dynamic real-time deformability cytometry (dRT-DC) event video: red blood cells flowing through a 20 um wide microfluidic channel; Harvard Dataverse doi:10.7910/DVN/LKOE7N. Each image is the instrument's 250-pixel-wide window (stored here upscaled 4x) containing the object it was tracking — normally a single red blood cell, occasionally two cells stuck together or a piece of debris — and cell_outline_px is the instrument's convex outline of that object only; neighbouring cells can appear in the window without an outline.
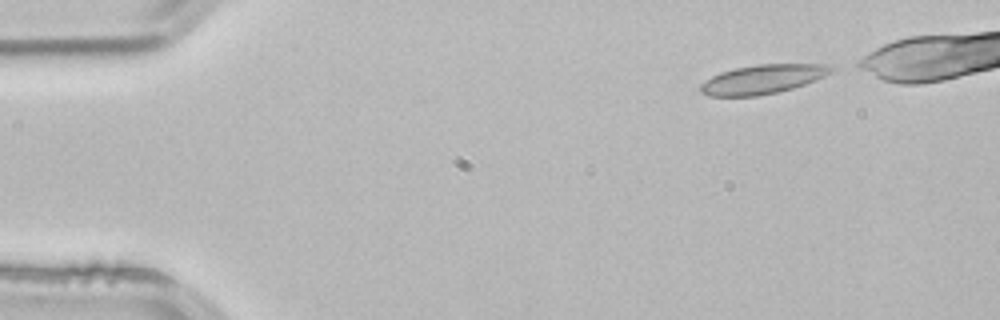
{"species": "common noctule bat (a hibernating species)", "species_latin": "Nyctalus noctula", "temperature_condition": "room temperature", "stored_images_in_passage": 3, "camera_frame_rate_fps": 3000, "um_per_image_px": 0.085, "animal": {"sex": "male", "body_mass_g": 21.5, "forearm_length_mm": 52.0}, "frame": {"image": 1, "passage_image": 1, "time_ms": 0.0, "image_size_px": [1000, 320], "cell_outline_px": [[836, 68], [832, 72], [824, 76], [804, 84], [792, 88], [776, 92], [756, 96], [708, 96], [700, 92], [700, 84], [704, 80], [720, 72], [736, 68], [756, 64], [828, 64]], "centroid_in_image_um": [64.8, 6.73], "position_along_channel_um": 20.2, "area_um2": 22.14}}